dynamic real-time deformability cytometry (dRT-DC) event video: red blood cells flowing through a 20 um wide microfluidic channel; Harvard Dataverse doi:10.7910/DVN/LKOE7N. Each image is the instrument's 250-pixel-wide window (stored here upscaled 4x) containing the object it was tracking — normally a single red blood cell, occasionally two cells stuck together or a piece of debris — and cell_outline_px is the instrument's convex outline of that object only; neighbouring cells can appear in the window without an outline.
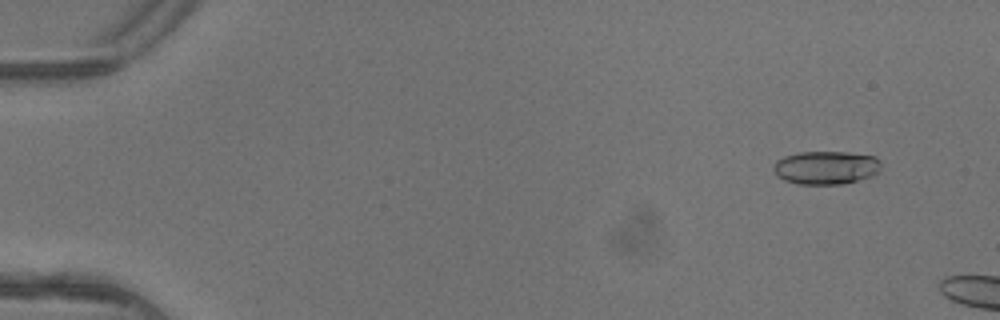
{"species": "common noctule bat (a hibernating species)", "species_latin": "Nyctalus noctula", "temperature_condition": "warm", "stored_images_in_passage": 5, "camera_frame_rate_fps": 3000, "um_per_image_px": 0.085, "animal": {"sex": "female"}, "frame": {"image": 1, "passage_image": 1, "time_ms": 0.0, "image_size_px": [1000, 320], "cell_outline_px": [[880, 172], [872, 176], [844, 184], [800, 184], [784, 180], [776, 176], [772, 168], [776, 160], [784, 156], [800, 152], [848, 152], [876, 156], [880, 160]], "centroid_in_image_um": [70.21, 14.24], "position_along_channel_um": 14.8, "area_um2": 21.15}}
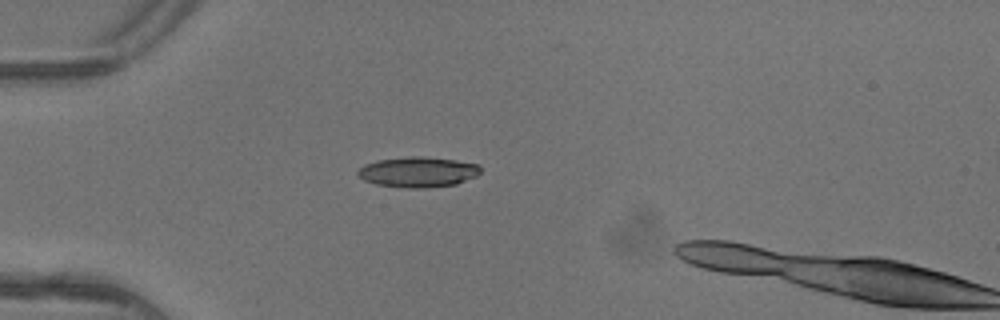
{"frame": {"image": 2, "passage_image": 4, "time_ms": 1.0, "image_size_px": [1000, 320], "cell_outline_px": [[480, 172], [476, 176], [456, 184], [424, 188], [408, 188], [376, 184], [364, 180], [356, 172], [364, 164], [380, 160], [408, 156], [424, 156], [456, 160], [480, 164]], "centroid_in_image_um": [35.55, 14.61], "position_along_channel_um": 49.5, "area_um2": 21.68}}